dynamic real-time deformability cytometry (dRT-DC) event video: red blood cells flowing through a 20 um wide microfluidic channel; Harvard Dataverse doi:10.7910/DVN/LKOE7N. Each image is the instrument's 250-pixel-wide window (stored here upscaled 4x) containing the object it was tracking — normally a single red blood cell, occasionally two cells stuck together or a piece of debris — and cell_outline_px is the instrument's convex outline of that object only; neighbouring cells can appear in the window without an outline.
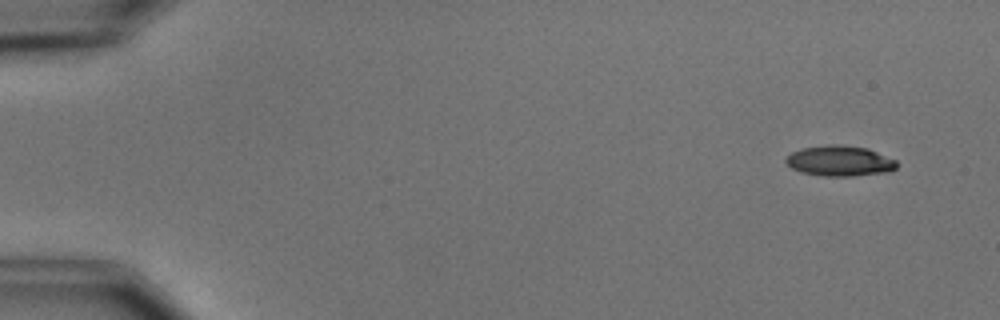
{"species": "common noctule bat (a hibernating species)", "species_latin": "Nyctalus noctula", "temperature_condition": "cold", "stored_images_in_passage": 5, "camera_frame_rate_fps": 3000, "um_per_image_px": 0.085, "animal": {"sex": "male", "body_mass_g": 15.6}, "frame": {"image": 1, "passage_image": 1, "time_ms": 0.0, "image_size_px": [1000, 320], "cell_outline_px": [[896, 168], [892, 172], [852, 176], [824, 176], [800, 172], [792, 168], [784, 160], [792, 152], [804, 148], [832, 144], [840, 144], [868, 148], [896, 160]], "centroid_in_image_um": [71.41, 13.68], "position_along_channel_um": 13.6, "area_um2": 19.71}}
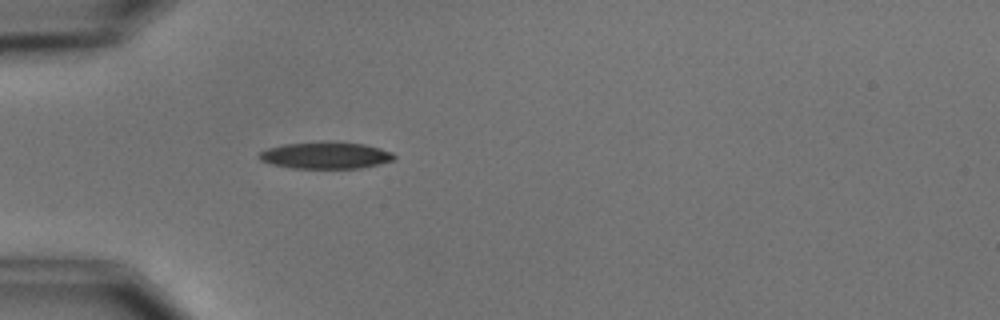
{"frame": {"image": 2, "passage_image": 5, "time_ms": 4.333, "image_size_px": [1000, 320], "cell_outline_px": [[396, 156], [392, 160], [360, 168], [288, 168], [272, 164], [260, 160], [256, 156], [260, 152], [268, 148], [284, 144], [364, 144], [380, 148], [392, 152]], "centroid_in_image_um": [27.64, 13.25], "position_along_channel_um": 57.4, "area_um2": 20.11}}